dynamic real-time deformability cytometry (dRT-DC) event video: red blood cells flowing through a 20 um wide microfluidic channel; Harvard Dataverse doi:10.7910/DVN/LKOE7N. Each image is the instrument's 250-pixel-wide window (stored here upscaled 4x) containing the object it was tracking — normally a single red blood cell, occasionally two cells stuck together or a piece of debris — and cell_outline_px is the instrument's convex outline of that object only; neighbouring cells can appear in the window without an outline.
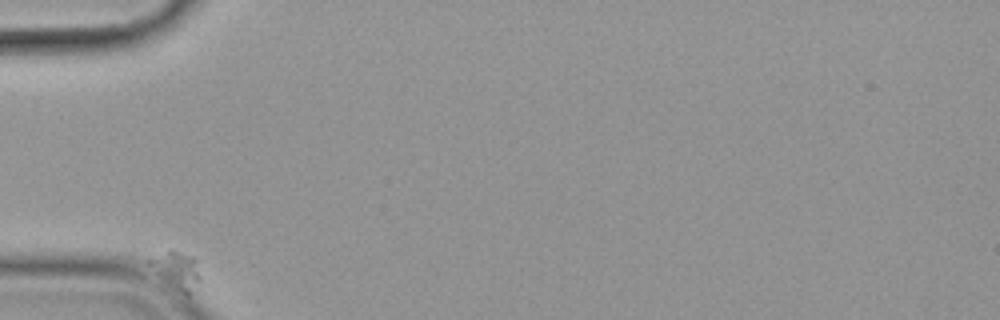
{"species": "common noctule bat (a hibernating species)", "species_latin": "Nyctalus noctula", "temperature_condition": "cold", "stored_images_in_passage": 26, "camera_frame_rate_fps": 3000, "um_per_image_px": 0.085, "animal": {"sex": "female", "body_mass_g": 19.9}, "frame": {"image": 1, "passage_image": 1, "time_ms": 0.0, "image_size_px": [1000, 320], "cell_outline_px": [[200, 276], [188, 296], [176, 288], [148, 264], [148, 260], [168, 248], [172, 248], [192, 256], [196, 260]], "centroid_in_image_um": [15.03, 22.87], "position_along_channel_um": 70.0, "area_um2": 10.46}}